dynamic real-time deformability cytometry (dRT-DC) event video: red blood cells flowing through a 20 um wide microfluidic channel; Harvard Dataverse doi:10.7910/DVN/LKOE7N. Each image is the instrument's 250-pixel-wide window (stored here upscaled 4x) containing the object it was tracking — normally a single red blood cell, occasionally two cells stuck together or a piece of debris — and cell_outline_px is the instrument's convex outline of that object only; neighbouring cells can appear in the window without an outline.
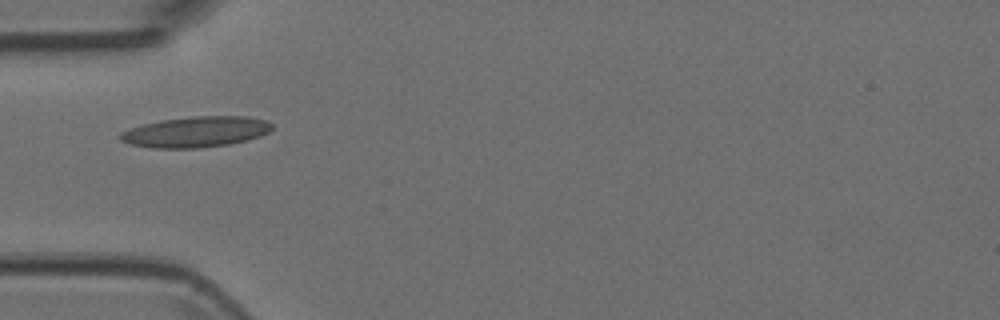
{"species": "Egyptian fruit bat (a non-hibernating species)", "species_latin": "Rousettus aegyptiacus", "temperature_condition": "room temperature", "stored_images_in_passage": 4, "camera_frame_rate_fps": 3000, "um_per_image_px": 0.085, "animal": {"sex": "female"}, "frame": {"image": 1, "passage_image": 3, "time_ms": 0.667, "image_size_px": [1000, 320], "cell_outline_px": [[272, 128], [268, 132], [260, 136], [228, 144], [200, 148], [152, 148], [132, 144], [120, 140], [120, 132], [144, 124], [160, 120], [192, 116], [248, 116], [268, 120], [272, 124]], "centroid_in_image_um": [16.67, 11.2], "position_along_channel_um": 68.3, "area_um2": 27.05}}
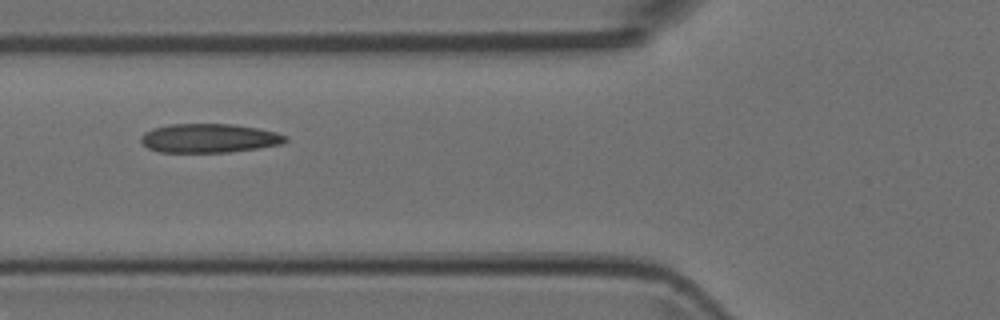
{"frame": {"image": 2, "passage_image": 4, "time_ms": 1.0, "image_size_px": [1000, 320], "cell_outline_px": [[288, 140], [284, 144], [228, 152], [160, 152], [148, 148], [140, 140], [140, 136], [144, 132], [152, 128], [172, 124], [232, 124], [256, 128], [276, 132], [288, 136]], "centroid_in_image_um": [17.78, 11.74], "position_along_channel_um": 108.0, "area_um2": 24.39}}